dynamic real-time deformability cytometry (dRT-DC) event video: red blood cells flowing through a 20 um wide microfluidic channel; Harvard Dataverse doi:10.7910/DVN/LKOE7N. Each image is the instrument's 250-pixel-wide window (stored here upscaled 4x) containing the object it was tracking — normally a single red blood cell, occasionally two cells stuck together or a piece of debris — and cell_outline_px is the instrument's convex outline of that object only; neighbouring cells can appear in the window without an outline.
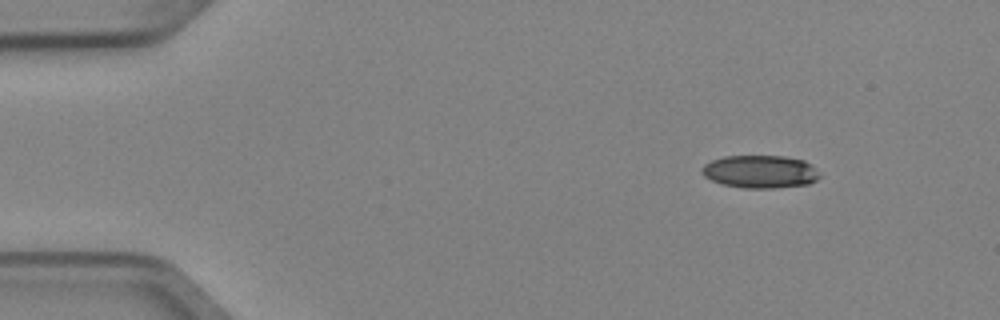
{"species": "Egyptian fruit bat (a non-hibernating species)", "species_latin": "Rousettus aegyptiacus", "temperature_condition": "cold", "stored_images_in_passage": 5, "camera_frame_rate_fps": 3000, "um_per_image_px": 0.085, "animal": {"sex": "female"}, "frame": {"image": 1, "passage_image": 1, "time_ms": 0.0, "image_size_px": [1000, 320], "cell_outline_px": [[820, 176], [816, 180], [808, 184], [776, 188], [744, 188], [724, 184], [712, 180], [704, 176], [700, 172], [700, 168], [704, 164], [712, 160], [724, 156], [784, 156], [804, 160], [812, 164], [816, 168]], "centroid_in_image_um": [64.62, 14.58], "position_along_channel_um": 20.4, "area_um2": 22.66}}
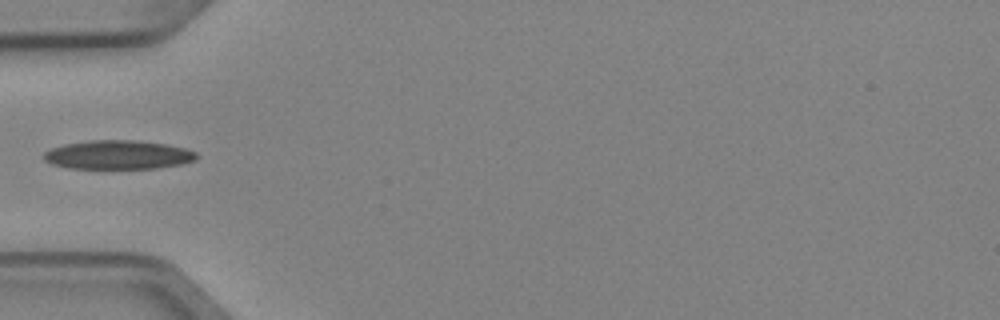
{"frame": {"image": 2, "passage_image": 4, "time_ms": 1.0, "image_size_px": [1000, 320], "cell_outline_px": [[200, 156], [196, 160], [180, 164], [156, 168], [68, 168], [52, 164], [44, 160], [44, 152], [52, 148], [64, 144], [88, 140], [136, 140], [164, 144], [184, 148], [196, 152]], "centroid_in_image_um": [10.04, 13.15], "position_along_channel_um": 75.0, "area_um2": 25.66}}
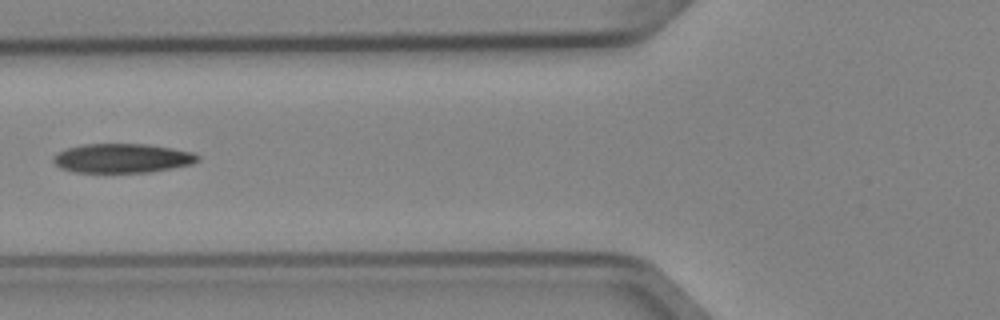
{"frame": {"image": 3, "passage_image": 5, "time_ms": 1.333, "image_size_px": [1000, 320], "cell_outline_px": [[200, 160], [192, 164], [172, 168], [148, 172], [76, 172], [60, 168], [52, 160], [52, 156], [56, 152], [68, 148], [84, 144], [148, 144], [172, 148], [192, 152], [200, 156]], "centroid_in_image_um": [10.39, 13.44], "position_along_channel_um": 115.4, "area_um2": 24.62}}